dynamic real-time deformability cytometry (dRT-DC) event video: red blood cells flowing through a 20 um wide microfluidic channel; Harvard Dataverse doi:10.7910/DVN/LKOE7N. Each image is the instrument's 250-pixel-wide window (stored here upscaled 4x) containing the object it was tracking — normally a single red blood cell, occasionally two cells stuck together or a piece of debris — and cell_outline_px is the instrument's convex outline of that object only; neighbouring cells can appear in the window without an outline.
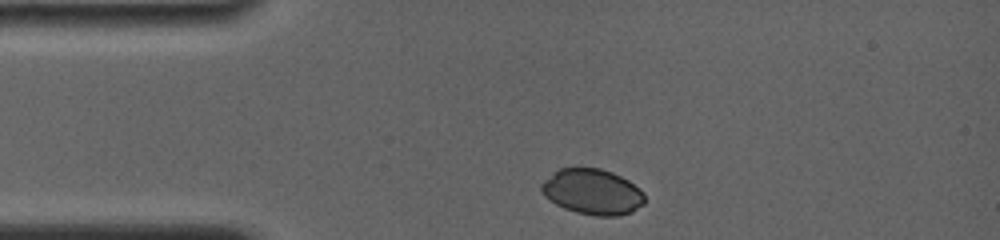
{"species": "common noctule bat (a hibernating species)", "species_latin": "Nyctalus noctula", "temperature_condition": "room temperature", "stored_images_in_passage": 37, "camera_frame_rate_fps": 4000, "um_per_image_px": 0.085, "animal": {"sex": "female", "body_mass_g": 19.0, "forearm_length_mm": 56.7}, "frame": {"image": 1, "passage_image": 1, "time_ms": 0.0, "image_size_px": [1000, 240], "cell_outline_px": [[644, 204], [632, 212], [616, 216], [596, 216], [576, 212], [564, 208], [556, 204], [544, 196], [540, 188], [540, 184], [544, 180], [560, 168], [600, 168], [612, 172], [628, 180], [640, 188], [644, 192]], "centroid_in_image_um": [50.37, 16.31], "position_along_channel_um": 34.6, "area_um2": 27.46}}
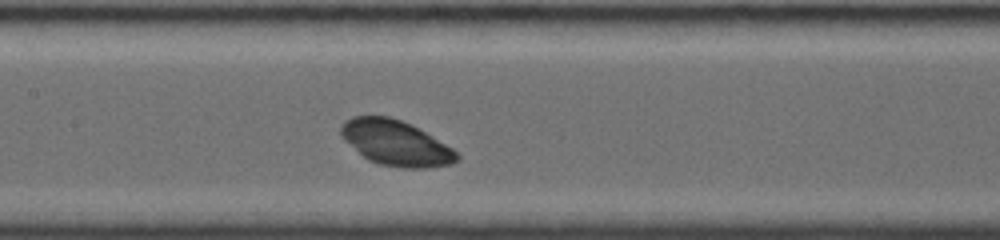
{"frame": {"image": 2, "passage_image": 16, "time_ms": 4.5, "image_size_px": [1000, 240], "cell_outline_px": [[460, 160], [452, 164], [428, 168], [404, 168], [380, 164], [368, 160], [344, 140], [340, 136], [340, 124], [344, 120], [352, 116], [388, 116], [412, 124], [452, 148], [460, 156]], "centroid_in_image_um": [33.63, 12.15], "position_along_channel_um": 173.8, "area_um2": 30.69}}
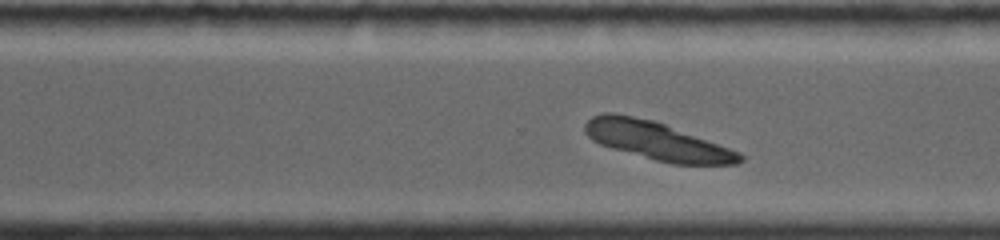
{"frame": {"image": 3, "passage_image": 27, "time_ms": 8.25, "image_size_px": [1000, 240], "cell_outline_px": [[744, 160], [736, 164], [672, 164], [656, 160], [612, 148], [600, 144], [592, 140], [584, 132], [584, 124], [592, 116], [604, 112], [616, 112], [652, 120], [664, 124], [740, 152], [744, 156]], "centroid_in_image_um": [55.8, 11.96], "position_along_channel_um": 314.8, "area_um2": 34.1}}